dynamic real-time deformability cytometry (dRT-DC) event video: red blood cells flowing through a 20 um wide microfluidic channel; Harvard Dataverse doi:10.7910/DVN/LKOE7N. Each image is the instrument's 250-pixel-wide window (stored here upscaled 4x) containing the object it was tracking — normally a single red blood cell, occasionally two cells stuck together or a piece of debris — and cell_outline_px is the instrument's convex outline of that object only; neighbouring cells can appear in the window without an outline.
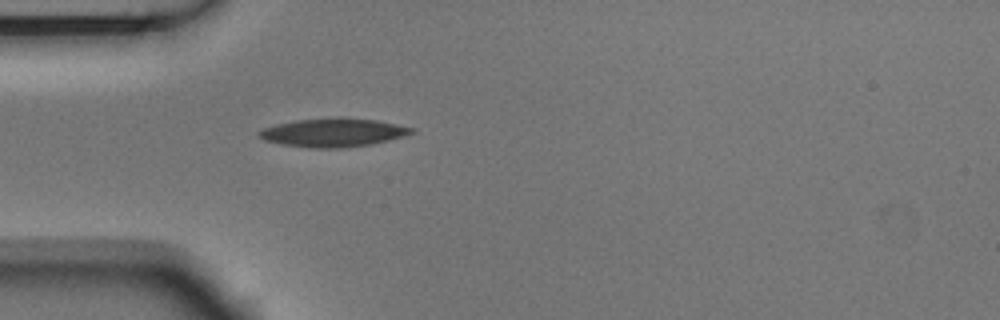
{"species": "Egyptian fruit bat (a non-hibernating species)", "species_latin": "Rousettus aegyptiacus", "temperature_condition": "room temperature", "stored_images_in_passage": 4, "camera_frame_rate_fps": 3000, "um_per_image_px": 0.085, "animal": {"sex": "male"}, "frame": {"image": 1, "passage_image": 4, "time_ms": 1.0, "image_size_px": [1000, 320], "cell_outline_px": [[416, 132], [388, 140], [372, 144], [340, 148], [308, 148], [284, 144], [264, 140], [256, 136], [256, 132], [264, 128], [276, 124], [296, 120], [376, 120], [416, 128]], "centroid_in_image_um": [28.3, 11.31], "position_along_channel_um": 56.7, "area_um2": 24.45}}